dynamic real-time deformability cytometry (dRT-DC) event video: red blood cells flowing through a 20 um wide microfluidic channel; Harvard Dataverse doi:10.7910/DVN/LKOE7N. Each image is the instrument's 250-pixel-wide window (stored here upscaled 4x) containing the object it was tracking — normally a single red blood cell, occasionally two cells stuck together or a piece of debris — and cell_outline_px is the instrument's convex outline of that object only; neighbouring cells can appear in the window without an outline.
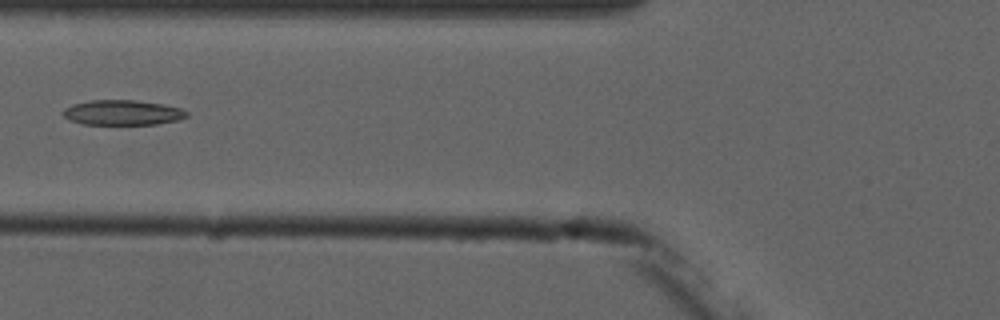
{"species": "common noctule bat (a hibernating species)", "species_latin": "Nyctalus noctula", "temperature_condition": "cold", "stored_images_in_passage": 7, "camera_frame_rate_fps": 3000, "um_per_image_px": 0.085, "animal": {"sex": "male", "forearm_length_mm": 52.5}, "frame": {"image": 1, "passage_image": 6, "time_ms": 6.0, "image_size_px": [1000, 320], "cell_outline_px": [[188, 116], [176, 120], [156, 124], [80, 124], [68, 120], [60, 112], [64, 108], [72, 104], [92, 100], [136, 100], [164, 104], [180, 108], [188, 112]], "centroid_in_image_um": [10.37, 9.56], "position_along_channel_um": 115.4, "area_um2": 18.15}}
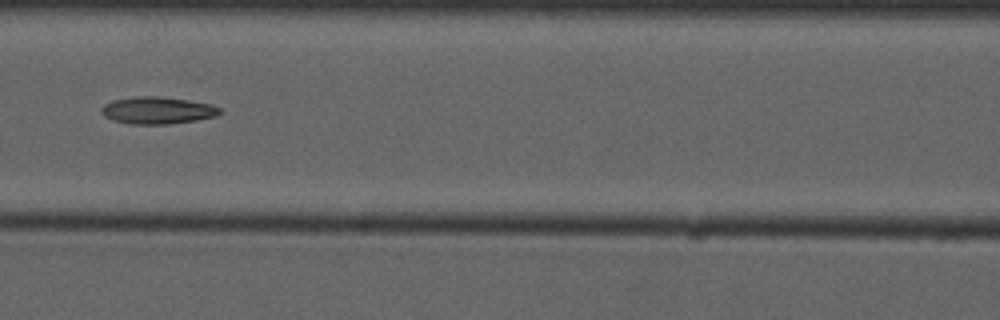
{"frame": {"image": 2, "passage_image": 7, "time_ms": 7.0, "image_size_px": [1000, 320], "cell_outline_px": [[224, 112], [216, 116], [196, 120], [168, 124], [128, 124], [112, 120], [104, 116], [100, 112], [100, 108], [104, 104], [112, 100], [136, 96], [160, 96], [188, 100], [212, 104], [220, 108]], "centroid_in_image_um": [13.37, 9.38], "position_along_channel_um": 153.2, "area_um2": 18.96}}